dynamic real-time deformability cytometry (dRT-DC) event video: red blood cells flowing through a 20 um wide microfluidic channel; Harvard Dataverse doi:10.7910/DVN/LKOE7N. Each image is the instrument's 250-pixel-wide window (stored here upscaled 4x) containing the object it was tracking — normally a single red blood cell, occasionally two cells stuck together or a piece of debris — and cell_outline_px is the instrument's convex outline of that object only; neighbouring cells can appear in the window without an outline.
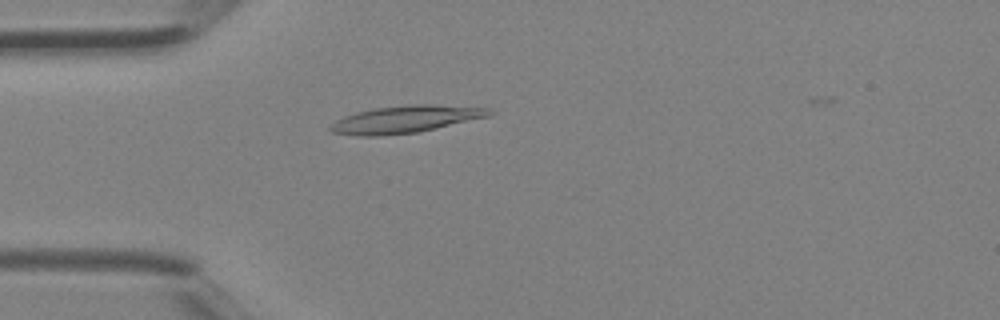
{"species": "Egyptian fruit bat (a non-hibernating species)", "species_latin": "Rousettus aegyptiacus", "temperature_condition": "room temperature", "stored_images_in_passage": 21, "camera_frame_rate_fps": 3000, "um_per_image_px": 0.085, "animal": {"sex": "female"}, "frame": {"image": 1, "passage_image": 3, "time_ms": 0.667, "image_size_px": [1000, 320], "cell_outline_px": [[496, 112], [488, 116], [420, 132], [380, 136], [356, 136], [332, 132], [328, 128], [336, 120], [344, 116], [356, 112], [376, 108], [412, 104], [432, 104], [488, 108]], "centroid_in_image_um": [34.46, 10.14], "position_along_channel_um": 50.5, "area_um2": 25.2}}
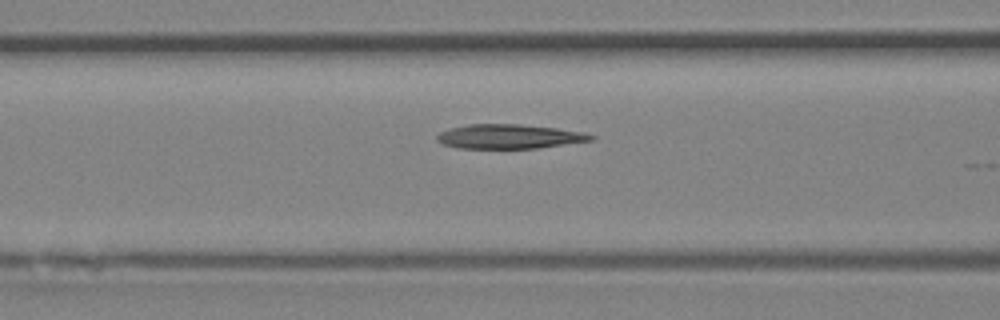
{"frame": {"image": 2, "passage_image": 8, "time_ms": 2.333, "image_size_px": [1000, 320], "cell_outline_px": [[596, 136], [592, 140], [536, 148], [456, 148], [444, 144], [436, 140], [436, 136], [440, 132], [448, 128], [468, 124], [520, 124], [556, 128], [584, 132]], "centroid_in_image_um": [43.24, 11.59], "position_along_channel_um": 123.4, "area_um2": 21.79}}
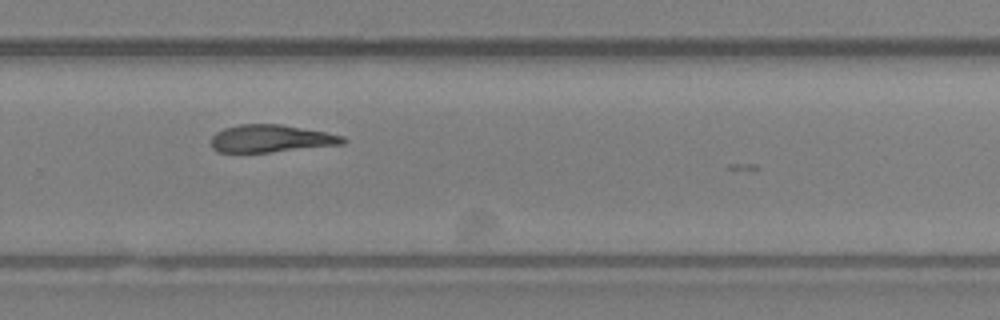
{"frame": {"image": 3, "passage_image": 19, "time_ms": 6.0, "image_size_px": [1000, 320], "cell_outline_px": [[348, 140], [344, 144], [268, 152], [216, 152], [212, 148], [212, 136], [216, 132], [224, 128], [240, 124], [280, 124], [324, 132], [344, 136]], "centroid_in_image_um": [23.02, 11.78], "position_along_channel_um": 306.8, "area_um2": 20.98}}